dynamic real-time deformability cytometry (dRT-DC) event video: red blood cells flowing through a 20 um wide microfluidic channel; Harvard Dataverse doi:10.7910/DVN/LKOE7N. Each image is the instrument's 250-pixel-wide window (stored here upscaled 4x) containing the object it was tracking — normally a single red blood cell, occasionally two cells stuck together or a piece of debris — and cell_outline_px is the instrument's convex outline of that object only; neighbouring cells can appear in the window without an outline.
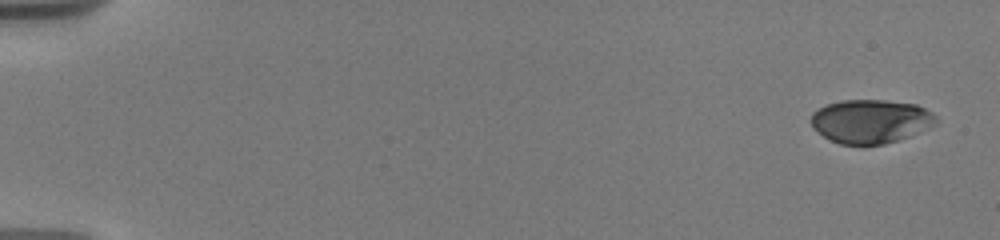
{"species": "human", "species_latin": "Homo sapiens", "temperature_condition": "warm", "stored_images_in_passage": 10, "camera_frame_rate_fps": 3000, "um_per_image_px": 0.085, "donor": {"sex": "male"}, "frame": {"image": 1, "passage_image": 1, "time_ms": 0.0, "image_size_px": [1000, 240], "cell_outline_px": [[940, 120], [936, 124], [928, 128], [908, 136], [884, 144], [864, 148], [840, 144], [828, 140], [812, 128], [808, 120], [812, 112], [828, 104], [840, 100], [884, 100], [916, 104], [932, 112]], "centroid_in_image_um": [73.96, 10.34], "position_along_channel_um": 11.0, "area_um2": 32.71}}
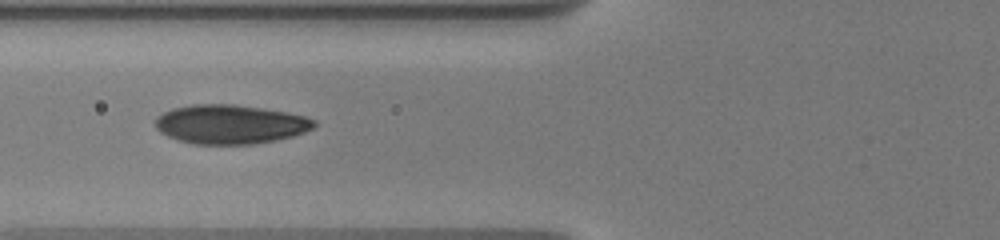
{"frame": {"image": 2, "passage_image": 7, "time_ms": 7.0, "image_size_px": [1000, 240], "cell_outline_px": [[316, 128], [292, 136], [276, 140], [256, 144], [192, 144], [168, 136], [160, 132], [156, 128], [156, 116], [172, 108], [192, 104], [232, 104], [264, 108], [288, 112], [304, 116], [316, 120]], "centroid_in_image_um": [19.59, 10.56], "position_along_channel_um": 106.2, "area_um2": 36.41}}
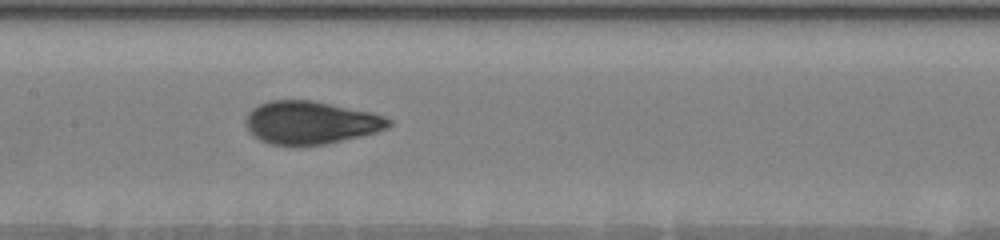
{"frame": {"image": 3, "passage_image": 9, "time_ms": 9.0, "image_size_px": [1000, 240], "cell_outline_px": [[392, 124], [388, 128], [376, 132], [360, 136], [324, 144], [272, 144], [260, 140], [244, 124], [244, 120], [248, 112], [252, 108], [268, 100], [312, 100], [372, 112], [384, 116], [392, 120]], "centroid_in_image_um": [26.42, 10.39], "position_along_channel_um": 181.0, "area_um2": 35.49}}